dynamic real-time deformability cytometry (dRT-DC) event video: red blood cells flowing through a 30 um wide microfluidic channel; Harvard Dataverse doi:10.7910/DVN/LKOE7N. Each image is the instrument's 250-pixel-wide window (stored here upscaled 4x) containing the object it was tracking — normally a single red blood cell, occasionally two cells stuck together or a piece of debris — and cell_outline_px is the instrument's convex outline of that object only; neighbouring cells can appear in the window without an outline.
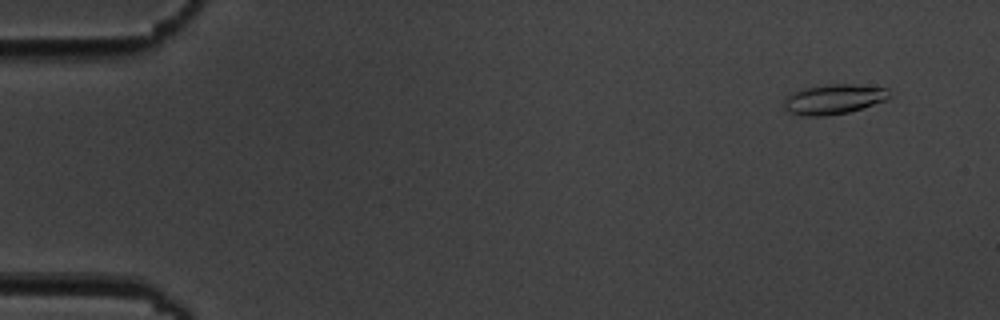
{"species": "common noctule bat (a hibernating species)", "species_latin": "Nyctalus noctula", "temperature_condition": "cold", "stored_images_in_passage": 5, "camera_frame_rate_fps": 3000, "um_per_image_px": 0.085, "animal": {"sex": "male", "body_mass_g": 19.5, "forearm_length_mm": 54.6}, "frame": {"image": 1, "passage_image": 1, "time_ms": 0.0, "image_size_px": [1000, 320], "cell_outline_px": [[892, 96], [888, 100], [848, 112], [824, 116], [800, 116], [784, 108], [784, 100], [788, 96], [804, 88], [832, 84], [852, 84], [888, 88]], "centroid_in_image_um": [70.93, 8.43], "position_along_channel_um": 14.1, "area_um2": 18.26}}